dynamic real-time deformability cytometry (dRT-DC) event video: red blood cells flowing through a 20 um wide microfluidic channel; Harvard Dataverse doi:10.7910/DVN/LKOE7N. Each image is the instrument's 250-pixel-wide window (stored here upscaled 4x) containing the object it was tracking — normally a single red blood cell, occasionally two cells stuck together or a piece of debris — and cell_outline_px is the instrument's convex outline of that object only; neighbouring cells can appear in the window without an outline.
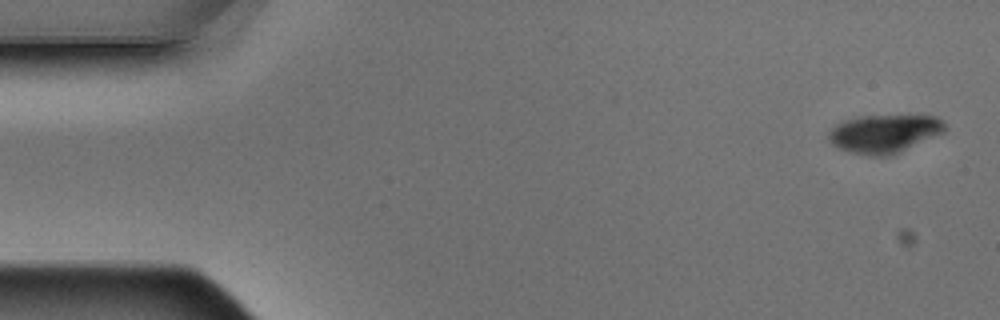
{"species": "Egyptian fruit bat (a non-hibernating species)", "species_latin": "Rousettus aegyptiacus", "temperature_condition": "warm", "stored_images_in_passage": 4, "camera_frame_rate_fps": 3000, "um_per_image_px": 0.085, "animal": {"sex": "male"}, "frame": {"image": 1, "passage_image": 1, "time_ms": 0.0, "image_size_px": [1000, 320], "cell_outline_px": [[948, 128], [944, 132], [892, 156], [868, 156], [848, 152], [832, 144], [828, 136], [828, 132], [836, 124], [844, 120], [856, 116], [936, 116]], "centroid_in_image_um": [75.15, 11.37], "position_along_channel_um": 9.9, "area_um2": 26.01}}
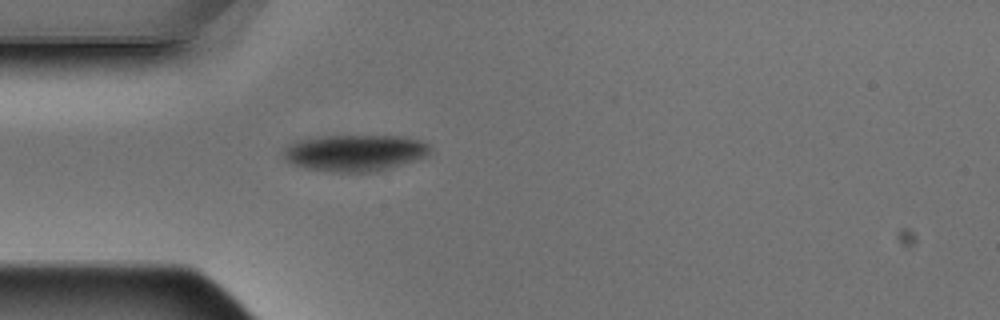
{"frame": {"image": 2, "passage_image": 4, "time_ms": 1.0, "image_size_px": [1000, 320], "cell_outline_px": [[432, 148], [424, 156], [376, 172], [332, 172], [304, 168], [292, 164], [284, 160], [280, 152], [288, 144], [296, 140], [324, 136], [404, 136], [420, 140], [428, 144]], "centroid_in_image_um": [30.06, 12.99], "position_along_channel_um": 54.9, "area_um2": 31.33}}